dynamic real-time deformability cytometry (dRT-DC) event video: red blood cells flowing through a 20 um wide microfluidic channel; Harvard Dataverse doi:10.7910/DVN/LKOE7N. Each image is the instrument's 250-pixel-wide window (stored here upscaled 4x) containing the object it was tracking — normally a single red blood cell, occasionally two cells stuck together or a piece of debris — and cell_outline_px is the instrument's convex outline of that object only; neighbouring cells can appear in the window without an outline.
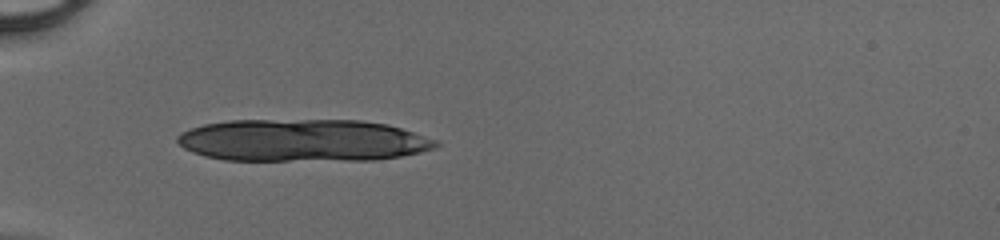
{"species": "human", "species_latin": "Homo sapiens", "temperature_condition": "cold", "stored_images_in_passage": 33, "camera_frame_rate_fps": 3000, "um_per_image_px": 0.085, "donor": {"sex": "male"}, "frame": {"image": 1, "passage_image": 1, "time_ms": 0.0, "image_size_px": [1000, 240], "cell_outline_px": [[440, 144], [436, 148], [420, 152], [400, 156], [376, 160], [224, 160], [204, 156], [192, 152], [184, 148], [176, 140], [176, 136], [192, 128], [204, 124], [228, 120], [360, 120], [388, 124], [440, 140]], "centroid_in_image_um": [25.78, 11.93], "position_along_channel_um": 59.2, "area_um2": 64.04}}
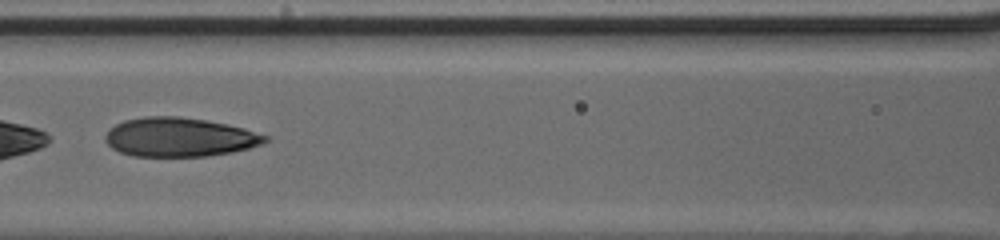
{"frame": {"image": 2, "passage_image": 9, "time_ms": 2.667, "image_size_px": [1000, 240], "cell_outline_px": [[268, 140], [260, 144], [248, 148], [232, 152], [208, 156], [132, 156], [120, 152], [112, 148], [104, 140], [104, 136], [108, 128], [124, 120], [144, 116], [180, 116], [208, 120], [228, 124], [244, 128], [268, 136]], "centroid_in_image_um": [15.22, 11.65], "position_along_channel_um": 151.4, "area_um2": 36.59}}
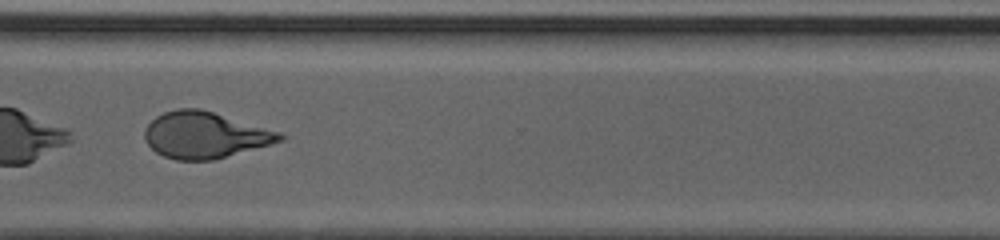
{"frame": {"image": 3, "passage_image": 23, "time_ms": 7.333, "image_size_px": [1000, 240], "cell_outline_px": [[284, 140], [212, 160], [176, 160], [164, 156], [156, 152], [148, 144], [144, 136], [144, 128], [156, 116], [164, 112], [176, 108], [200, 108], [280, 132], [284, 136]], "centroid_in_image_um": [17.37, 11.47], "position_along_channel_um": 353.2, "area_um2": 36.18}}